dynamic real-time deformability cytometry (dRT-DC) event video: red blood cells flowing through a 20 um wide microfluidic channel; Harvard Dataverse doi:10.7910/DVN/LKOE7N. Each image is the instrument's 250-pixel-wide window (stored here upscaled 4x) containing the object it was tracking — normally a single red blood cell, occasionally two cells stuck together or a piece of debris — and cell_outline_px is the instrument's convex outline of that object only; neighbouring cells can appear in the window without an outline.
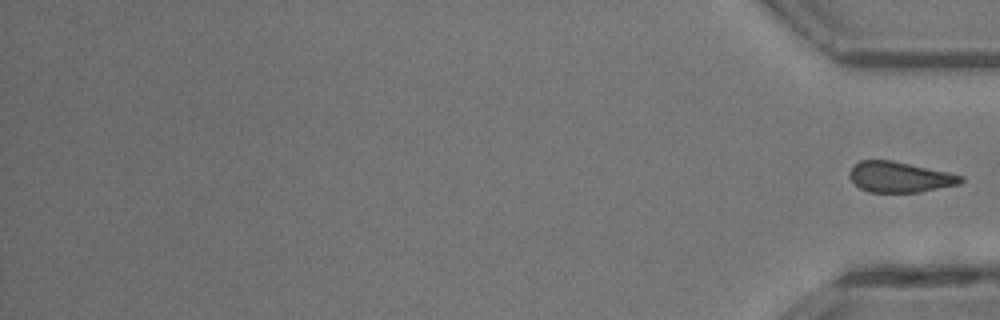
{"species": "common noctule bat (a hibernating species)", "species_latin": "Nyctalus noctula", "temperature_condition": "room temperature", "stored_images_in_passage": 23, "segment_of_instrument_passage": [2, 2], "camera_frame_rate_fps": 3000, "um_per_image_px": 0.085, "animal": {"sex": "male", "body_mass_g": 13.3}, "frame": {"image": 1, "passage_image": 23, "time_ms": 7.333, "image_size_px": [1000, 320], "cell_outline_px": [[964, 180], [960, 184], [920, 192], [868, 192], [860, 188], [848, 176], [848, 172], [860, 160], [892, 160], [948, 172], [964, 176]], "centroid_in_image_um": [76.49, 15.05], "position_along_channel_um": 358.7, "area_um2": 19.83}}